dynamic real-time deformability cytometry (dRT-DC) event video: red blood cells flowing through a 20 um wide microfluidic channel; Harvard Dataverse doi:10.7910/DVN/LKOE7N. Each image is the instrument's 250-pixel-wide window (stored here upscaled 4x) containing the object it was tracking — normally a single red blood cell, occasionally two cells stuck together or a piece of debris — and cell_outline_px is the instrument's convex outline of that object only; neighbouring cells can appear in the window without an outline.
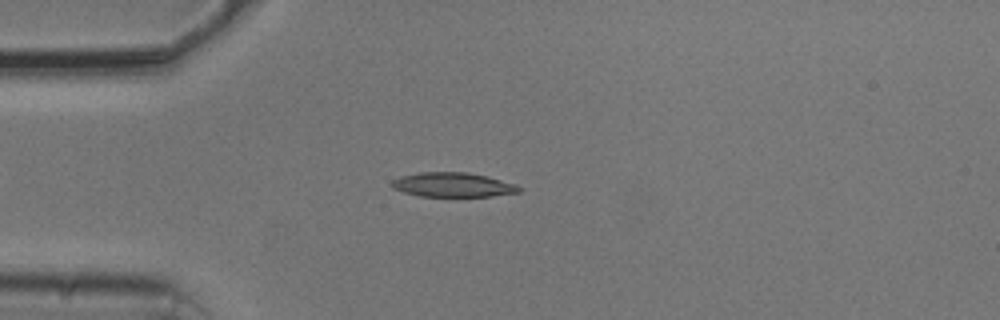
{"species": "common noctule bat (a hibernating species)", "species_latin": "Nyctalus noctula", "temperature_condition": "cold", "stored_images_in_passage": 52, "camera_frame_rate_fps": 3000, "um_per_image_px": 0.085, "animal": {"sex": "male", "body_mass_g": 20.5, "forearm_length_mm": 52.5}, "frame": {"image": 1, "passage_image": 13, "time_ms": 4.0, "image_size_px": [1000, 320], "cell_outline_px": [[520, 192], [492, 196], [420, 196], [404, 192], [392, 188], [392, 180], [400, 176], [420, 172], [468, 172], [516, 184], [520, 188]], "centroid_in_image_um": [38.46, 15.7], "position_along_channel_um": 46.5, "area_um2": 17.92}}
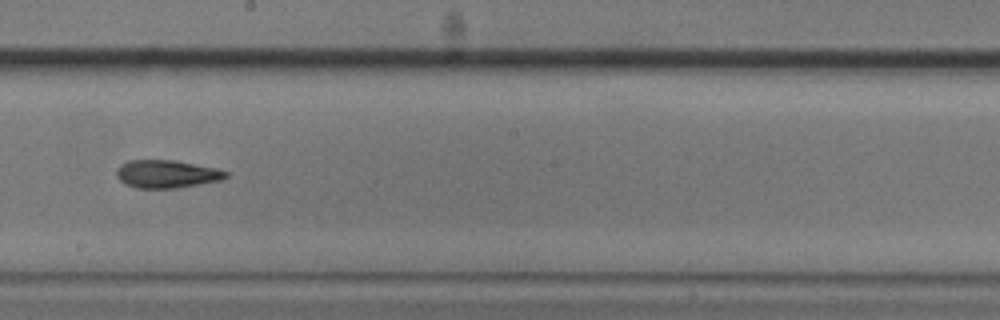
{"frame": {"image": 2, "passage_image": 29, "time_ms": 9.333, "image_size_px": [1000, 320], "cell_outline_px": [[228, 176], [220, 180], [200, 184], [176, 188], [136, 188], [124, 184], [116, 176], [116, 172], [120, 164], [128, 160], [172, 160], [216, 168], [228, 172]], "centroid_in_image_um": [14.13, 14.79], "position_along_channel_um": 234.1, "area_um2": 17.74}}
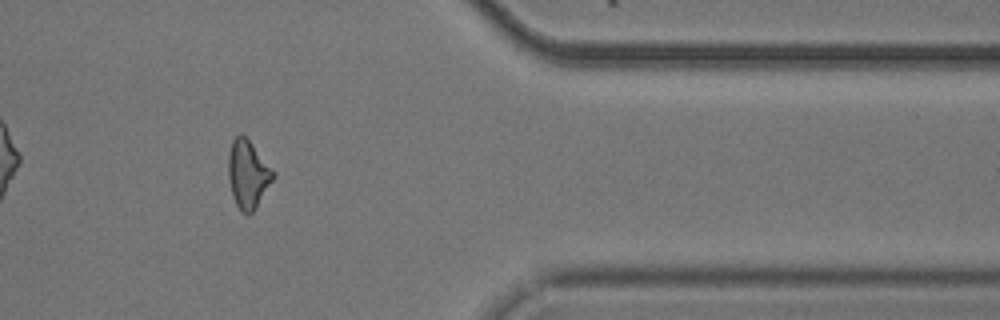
{"frame": {"image": 3, "passage_image": 43, "time_ms": 14.0, "image_size_px": [1000, 320], "cell_outline_px": [[276, 176], [256, 208], [248, 216], [240, 212], [232, 196], [228, 176], [228, 152], [232, 140], [240, 132], [248, 140], [276, 172]], "centroid_in_image_um": [21.07, 14.84], "position_along_channel_um": 390.3, "area_um2": 18.03}, "authors_computed_cell_mechanics": {"area_um2": 17.8024, "velocity_mm_per_s": 3.7865, "shape_relaxation_time_tau1_ms": 5.3764, "shape_relaxation_time_tau2_ms": 3.8353, "deformation_change_tau1": 0.1517, "deformation_change_tau2": 0.118}}